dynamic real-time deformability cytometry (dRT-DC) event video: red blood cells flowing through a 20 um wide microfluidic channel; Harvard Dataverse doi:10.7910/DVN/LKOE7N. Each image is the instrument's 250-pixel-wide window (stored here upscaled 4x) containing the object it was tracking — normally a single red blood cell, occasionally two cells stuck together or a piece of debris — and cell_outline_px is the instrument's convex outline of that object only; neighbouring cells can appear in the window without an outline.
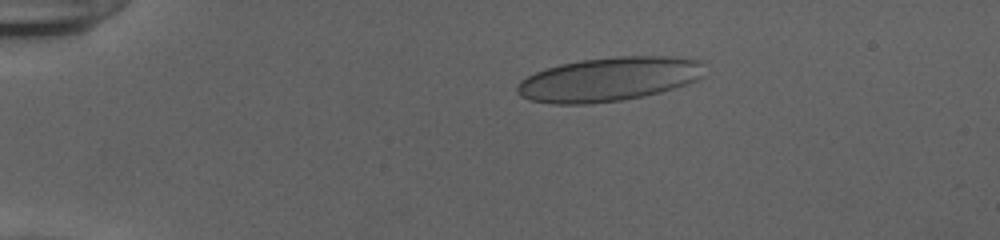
{"species": "human", "species_latin": "Homo sapiens", "temperature_condition": "cold", "stored_images_in_passage": 53, "camera_frame_rate_fps": 3000, "um_per_image_px": 0.085, "donor": {"sex": "female"}, "frame": {"image": 1, "passage_image": 11, "time_ms": 3.333, "image_size_px": [1000, 240], "cell_outline_px": [[700, 76], [696, 80], [672, 88], [640, 96], [620, 100], [584, 104], [556, 104], [532, 100], [520, 96], [516, 88], [520, 80], [536, 72], [560, 64], [580, 60], [616, 56], [688, 56], [700, 60]], "centroid_in_image_um": [51.71, 6.71], "position_along_channel_um": 33.3, "area_um2": 47.45}}
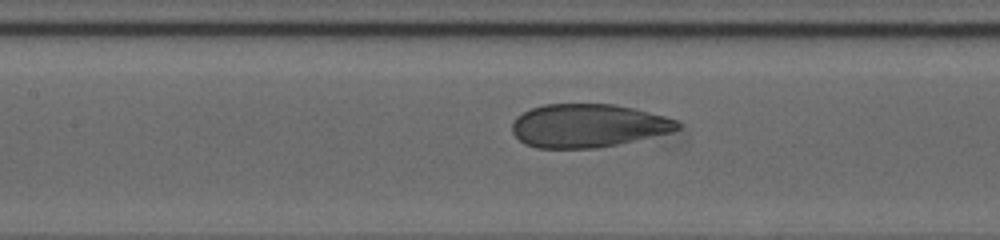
{"frame": {"image": 2, "passage_image": 26, "time_ms": 8.333, "image_size_px": [1000, 240], "cell_outline_px": [[680, 128], [668, 132], [616, 144], [596, 148], [536, 148], [524, 144], [512, 132], [512, 124], [516, 116], [532, 108], [544, 104], [612, 104], [632, 108], [664, 116], [676, 120], [680, 124]], "centroid_in_image_um": [49.91, 10.68], "position_along_channel_um": 157.5, "area_um2": 41.33}}
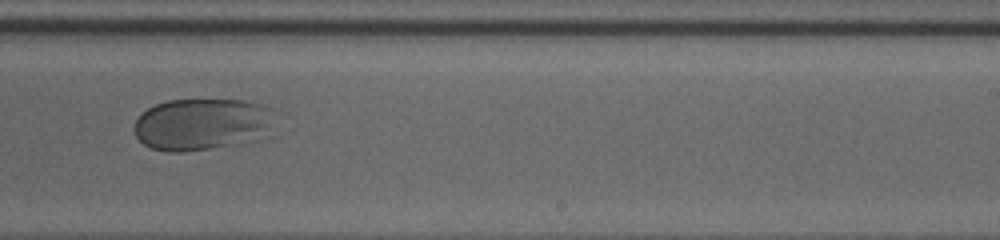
{"frame": {"image": 3, "passage_image": 35, "time_ms": 11.333, "image_size_px": [1000, 240], "cell_outline_px": [[284, 112], [256, 140], [244, 144], [184, 152], [168, 152], [152, 148], [144, 144], [136, 136], [136, 120], [148, 108], [156, 104], [168, 100], [248, 100], [276, 108]], "centroid_in_image_um": [17.3, 10.55], "position_along_channel_um": 271.7, "area_um2": 43.35}}